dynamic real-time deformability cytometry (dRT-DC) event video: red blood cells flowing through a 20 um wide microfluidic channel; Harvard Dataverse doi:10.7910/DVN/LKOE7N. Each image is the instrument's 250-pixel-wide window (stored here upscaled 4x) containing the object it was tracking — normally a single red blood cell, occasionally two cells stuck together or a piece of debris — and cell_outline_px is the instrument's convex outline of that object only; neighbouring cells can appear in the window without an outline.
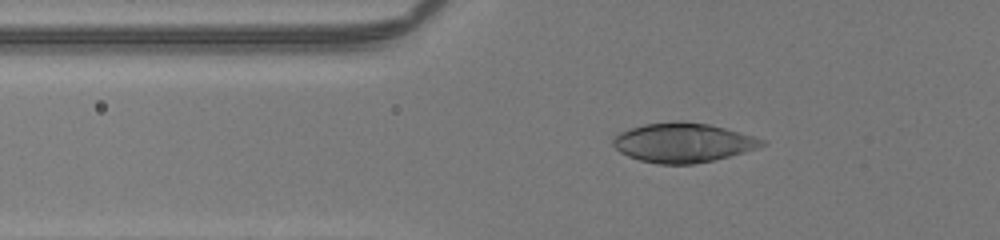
{"species": "human", "species_latin": "Homo sapiens", "temperature_condition": "room temperature", "stored_images_in_passage": 39, "camera_frame_rate_fps": 3000, "um_per_image_px": 0.085, "donor": {"sex": "male"}, "frame": {"image": 1, "passage_image": 7, "time_ms": 2.0, "image_size_px": [1000, 240], "cell_outline_px": [[768, 144], [744, 152], [712, 160], [692, 164], [656, 164], [640, 160], [628, 156], [620, 152], [612, 144], [612, 140], [620, 132], [644, 124], [676, 120], [680, 120], [708, 124], [724, 128], [768, 140]], "centroid_in_image_um": [58.06, 12.12], "position_along_channel_um": 67.7, "area_um2": 34.1}}
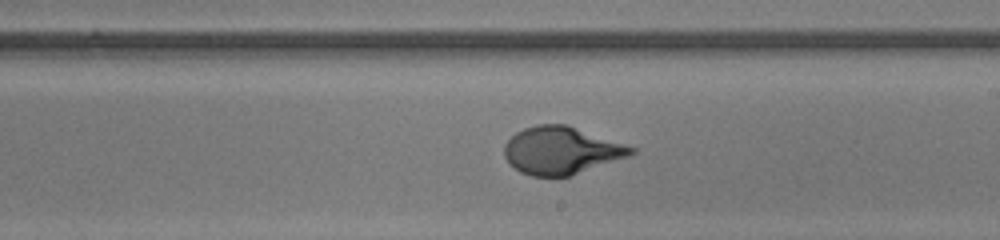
{"frame": {"image": 2, "passage_image": 21, "time_ms": 6.667, "image_size_px": [1000, 240], "cell_outline_px": [[636, 152], [628, 156], [568, 176], [532, 176], [520, 172], [508, 164], [504, 156], [504, 144], [516, 132], [524, 128], [536, 124], [568, 124], [636, 148]], "centroid_in_image_um": [47.67, 12.78], "position_along_channel_um": 241.3, "area_um2": 35.03}}
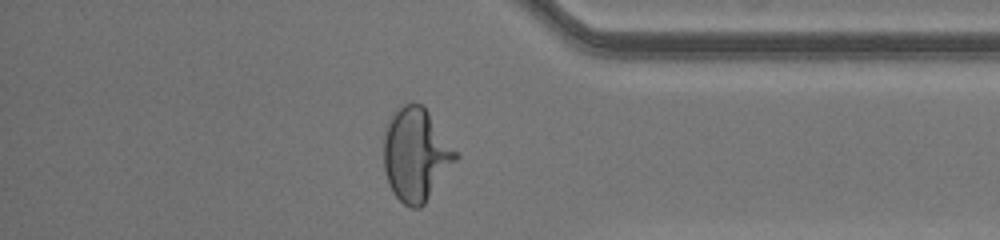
{"frame": {"image": 3, "passage_image": 33, "time_ms": 10.667, "image_size_px": [1000, 240], "cell_outline_px": [[460, 156], [424, 204], [420, 208], [412, 208], [404, 204], [392, 192], [388, 184], [384, 168], [384, 128], [396, 108], [404, 104], [420, 104], [428, 112], [460, 152]], "centroid_in_image_um": [35.37, 13.14], "position_along_channel_um": 399.8, "area_um2": 39.25}}